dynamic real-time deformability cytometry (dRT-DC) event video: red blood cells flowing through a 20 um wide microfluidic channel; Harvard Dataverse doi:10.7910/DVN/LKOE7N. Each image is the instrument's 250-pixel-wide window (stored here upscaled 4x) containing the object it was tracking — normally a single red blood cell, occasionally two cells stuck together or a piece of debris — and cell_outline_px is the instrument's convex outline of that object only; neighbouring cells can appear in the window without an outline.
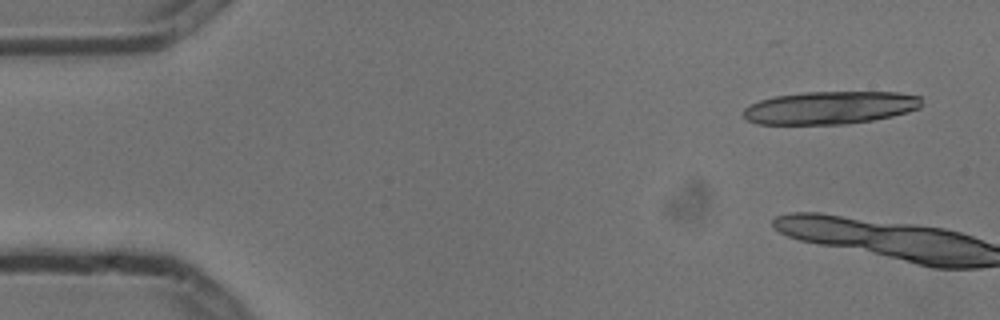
{"species": "common noctule bat (a hibernating species)", "species_latin": "Nyctalus noctula", "temperature_condition": "cold", "stored_images_in_passage": 6, "camera_frame_rate_fps": 3000, "um_per_image_px": 0.085, "animal": {"sex": "male", "body_mass_g": 13.3}, "frame": {"image": 1, "passage_image": 1, "time_ms": 0.0, "image_size_px": [1000, 320], "cell_outline_px": [[924, 104], [920, 108], [908, 112], [892, 116], [872, 120], [844, 124], [756, 124], [748, 120], [744, 116], [744, 108], [760, 100], [772, 96], [804, 92], [896, 92], [920, 96]], "centroid_in_image_um": [70.59, 9.15], "position_along_channel_um": 14.4, "area_um2": 34.22}}